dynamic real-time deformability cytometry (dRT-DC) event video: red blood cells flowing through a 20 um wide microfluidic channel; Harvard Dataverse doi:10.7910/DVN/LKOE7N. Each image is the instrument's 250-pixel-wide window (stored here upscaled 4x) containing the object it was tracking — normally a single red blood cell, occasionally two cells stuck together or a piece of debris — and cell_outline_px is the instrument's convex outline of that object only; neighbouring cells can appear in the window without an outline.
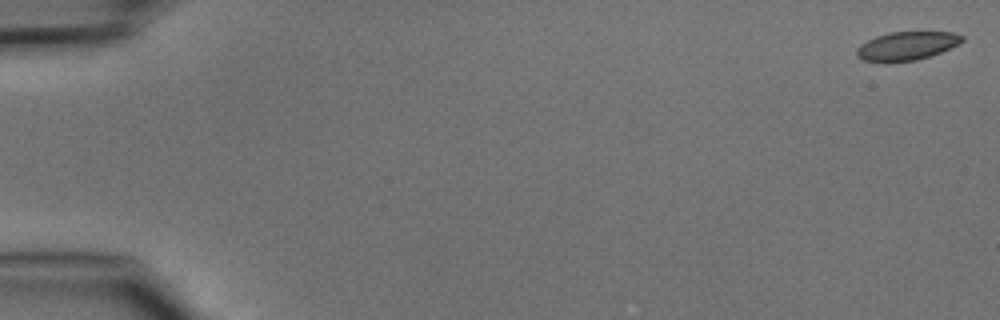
{"species": "common noctule bat (a hibernating species)", "species_latin": "Nyctalus noctula", "temperature_condition": "cold", "stored_images_in_passage": 48, "camera_frame_rate_fps": 3000, "um_per_image_px": 0.085, "animal": {"sex": "male", "body_mass_g": 15.6}, "frame": {"image": 1, "passage_image": 1, "time_ms": 0.0, "image_size_px": [1000, 320], "cell_outline_px": [[964, 40], [960, 44], [940, 52], [916, 60], [888, 64], [884, 64], [864, 60], [856, 56], [856, 52], [860, 44], [876, 36], [888, 32], [952, 32], [964, 36]], "centroid_in_image_um": [77.04, 3.92], "position_along_channel_um": 8.0, "area_um2": 17.86}}
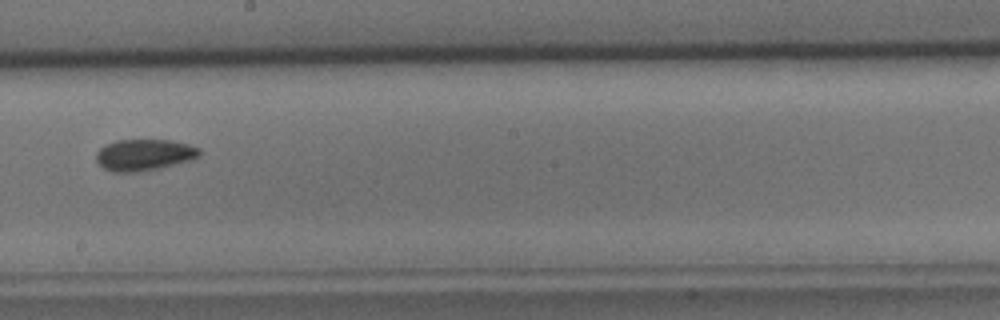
{"frame": {"image": 2, "passage_image": 28, "time_ms": 9.0, "image_size_px": [1000, 320], "cell_outline_px": [[200, 156], [192, 160], [160, 168], [136, 172], [112, 172], [104, 168], [96, 160], [96, 152], [104, 144], [116, 140], [172, 140], [188, 144], [200, 148]], "centroid_in_image_um": [12.26, 13.16], "position_along_channel_um": 235.9, "area_um2": 19.07}}
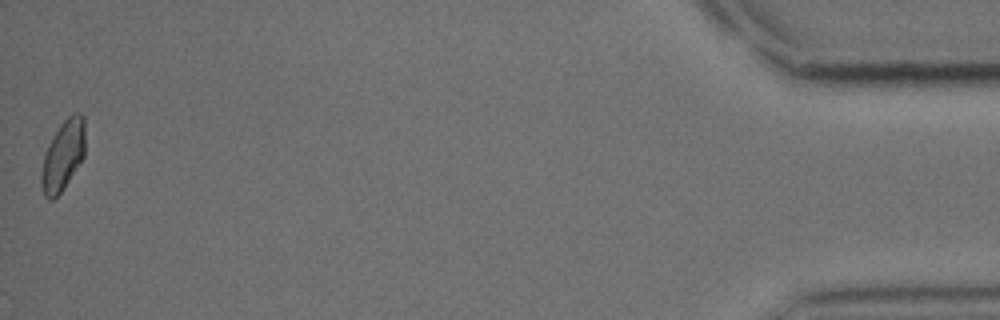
{"frame": {"image": 3, "passage_image": 48, "time_ms": 15.667, "image_size_px": [1000, 320], "cell_outline_px": [[84, 156], [64, 188], [52, 200], [48, 200], [44, 196], [40, 180], [40, 176], [44, 156], [48, 144], [60, 124], [72, 112], [80, 112], [84, 116]], "centroid_in_image_um": [5.35, 13.2], "position_along_channel_um": 429.9, "area_um2": 17.86}}